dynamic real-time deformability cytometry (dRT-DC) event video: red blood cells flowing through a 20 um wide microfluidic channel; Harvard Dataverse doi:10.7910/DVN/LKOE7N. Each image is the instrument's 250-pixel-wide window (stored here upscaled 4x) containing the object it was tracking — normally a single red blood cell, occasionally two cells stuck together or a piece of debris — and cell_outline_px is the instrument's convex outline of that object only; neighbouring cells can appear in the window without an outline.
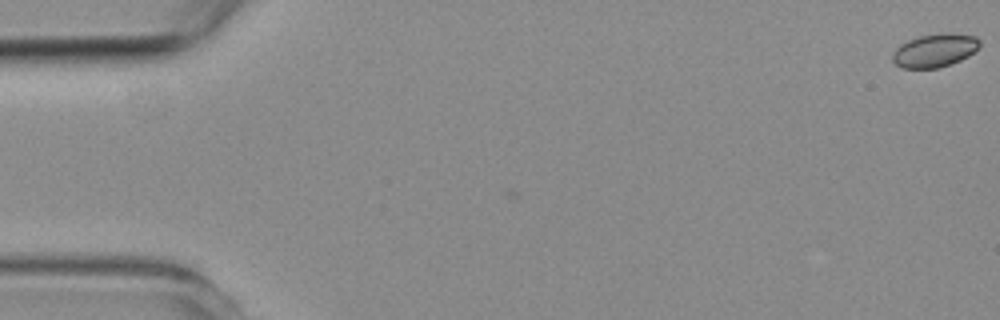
{"species": "common noctule bat (a hibernating species)", "species_latin": "Nyctalus noctula", "temperature_condition": "room temperature", "stored_images_in_passage": 9, "camera_frame_rate_fps": 3000, "um_per_image_px": 0.085, "animal": {"sex": "female", "body_mass_g": 19.3, "forearm_length_mm": 54.1}, "frame": {"image": 1, "passage_image": 1, "time_ms": 0.0, "image_size_px": [1000, 320], "cell_outline_px": [[980, 44], [968, 56], [960, 60], [936, 68], [904, 68], [896, 64], [892, 60], [892, 52], [900, 44], [908, 40], [920, 36], [948, 32], [976, 36], [980, 40]], "centroid_in_image_um": [79.43, 4.27], "position_along_channel_um": 5.6, "area_um2": 16.76}}
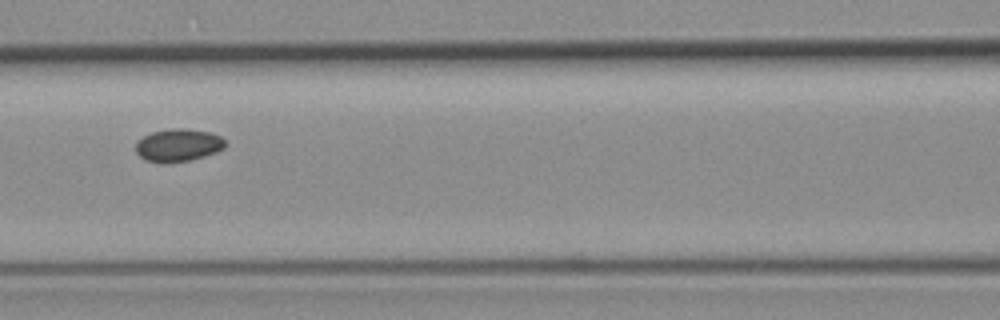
{"frame": {"image": 2, "passage_image": 7, "time_ms": 8.0, "image_size_px": [1000, 320], "cell_outline_px": [[228, 144], [224, 148], [216, 152], [204, 156], [188, 160], [168, 164], [160, 164], [144, 160], [136, 152], [136, 140], [152, 132], [172, 128], [184, 128], [212, 132], [220, 136]], "centroid_in_image_um": [15.14, 12.35], "position_along_channel_um": 151.5, "area_um2": 17.4}}
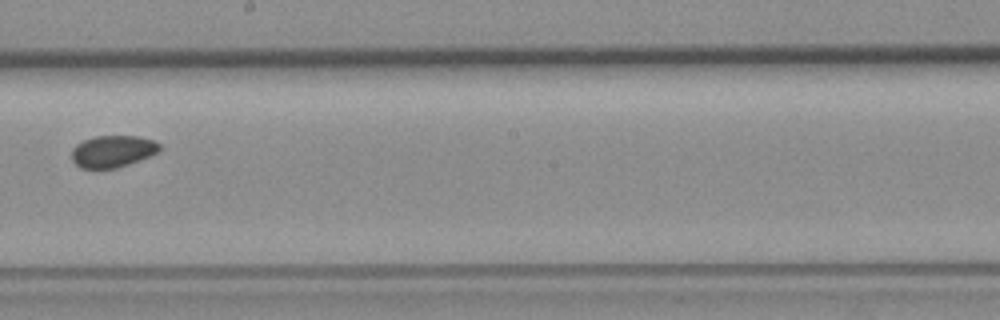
{"frame": {"image": 3, "passage_image": 9, "time_ms": 10.333, "image_size_px": [1000, 320], "cell_outline_px": [[160, 148], [156, 152], [148, 156], [128, 164], [116, 168], [80, 168], [72, 160], [72, 148], [76, 144], [84, 140], [96, 136], [140, 136], [152, 140], [160, 144]], "centroid_in_image_um": [9.54, 12.85], "position_along_channel_um": 238.7, "area_um2": 16.13}}